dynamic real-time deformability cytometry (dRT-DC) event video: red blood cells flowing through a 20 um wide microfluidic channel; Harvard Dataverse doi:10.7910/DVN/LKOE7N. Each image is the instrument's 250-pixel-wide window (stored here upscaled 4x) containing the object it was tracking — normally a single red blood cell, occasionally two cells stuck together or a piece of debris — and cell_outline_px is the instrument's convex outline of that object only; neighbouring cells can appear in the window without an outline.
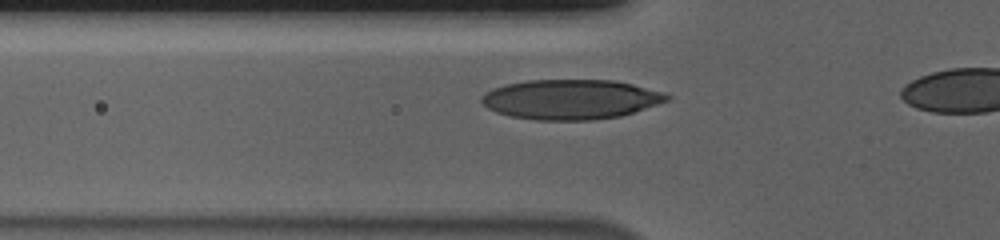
{"species": "human", "species_latin": "Homo sapiens", "temperature_condition": "cold", "stored_images_in_passage": 39, "camera_frame_rate_fps": 3000, "um_per_image_px": 0.085, "donor": {"sex": "male"}, "frame": {"image": 1, "passage_image": 12, "time_ms": 3.667, "image_size_px": [1000, 240], "cell_outline_px": [[672, 96], [668, 100], [620, 116], [592, 120], [536, 120], [512, 116], [496, 112], [488, 108], [480, 100], [480, 96], [504, 84], [528, 80], [612, 80], [632, 84], [664, 92]], "centroid_in_image_um": [48.5, 8.44], "position_along_channel_um": 77.3, "area_um2": 42.71}}
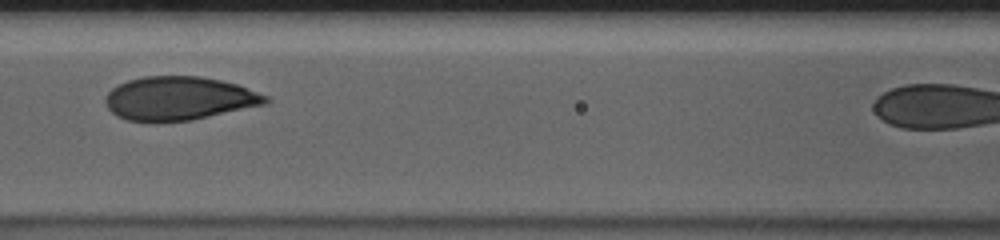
{"frame": {"image": 2, "passage_image": 18, "time_ms": 5.667, "image_size_px": [1000, 240], "cell_outline_px": [[272, 100], [268, 104], [192, 120], [156, 124], [152, 124], [128, 120], [116, 116], [108, 108], [104, 100], [108, 92], [112, 88], [128, 80], [144, 76], [200, 76], [220, 80], [236, 84], [268, 96]], "centroid_in_image_um": [15.21, 8.4], "position_along_channel_um": 151.4, "area_um2": 41.38}}
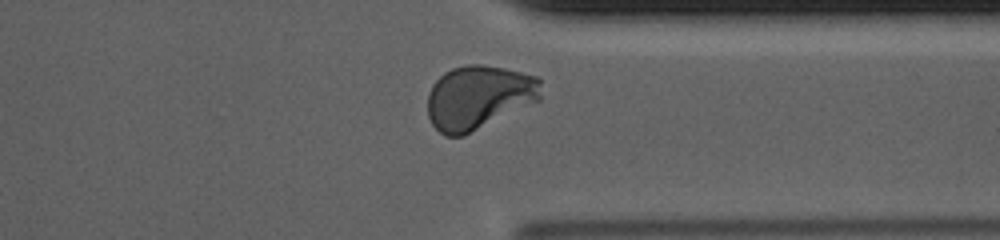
{"frame": {"image": 3, "passage_image": 36, "time_ms": 11.667, "image_size_px": [1000, 240], "cell_outline_px": [[540, 100], [464, 136], [444, 136], [432, 124], [428, 116], [428, 92], [432, 84], [444, 72], [452, 68], [468, 64], [480, 64], [504, 68], [536, 76], [540, 80]], "centroid_in_image_um": [40.66, 8.27], "position_along_channel_um": 370.7, "area_um2": 42.31}}